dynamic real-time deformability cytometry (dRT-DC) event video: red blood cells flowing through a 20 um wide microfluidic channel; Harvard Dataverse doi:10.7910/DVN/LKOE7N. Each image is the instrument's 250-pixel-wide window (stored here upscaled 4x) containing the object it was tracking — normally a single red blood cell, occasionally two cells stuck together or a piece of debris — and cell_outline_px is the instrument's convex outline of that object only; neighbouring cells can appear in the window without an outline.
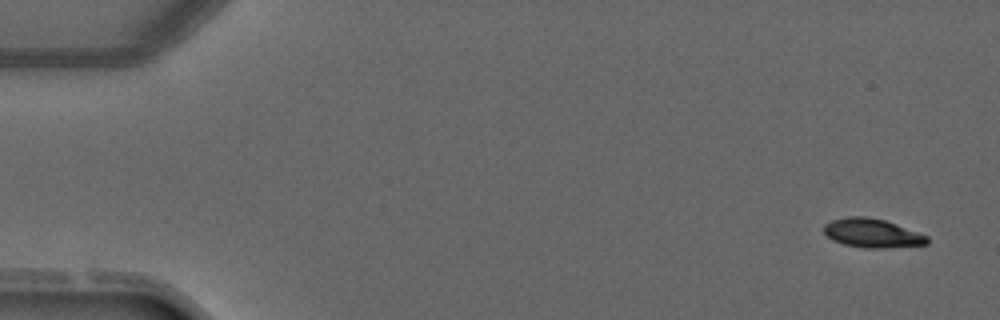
{"species": "common noctule bat (a hibernating species)", "species_latin": "Nyctalus noctula", "temperature_condition": "warm", "stored_images_in_passage": 5, "segment_of_instrument_passage": [2, 2], "camera_frame_rate_fps": 3000, "um_per_image_px": 0.085, "animal": {"sex": "male", "forearm_length_mm": 52.5}, "frame": {"image": 1, "passage_image": 5, "time_ms": 5.0, "image_size_px": [1000, 320], "cell_outline_px": [[928, 244], [888, 248], [864, 248], [844, 244], [832, 240], [824, 232], [824, 224], [832, 220], [848, 216], [864, 216], [884, 220], [896, 224], [928, 236]], "centroid_in_image_um": [74.13, 19.82], "position_along_channel_um": 10.9, "area_um2": 17.34}}